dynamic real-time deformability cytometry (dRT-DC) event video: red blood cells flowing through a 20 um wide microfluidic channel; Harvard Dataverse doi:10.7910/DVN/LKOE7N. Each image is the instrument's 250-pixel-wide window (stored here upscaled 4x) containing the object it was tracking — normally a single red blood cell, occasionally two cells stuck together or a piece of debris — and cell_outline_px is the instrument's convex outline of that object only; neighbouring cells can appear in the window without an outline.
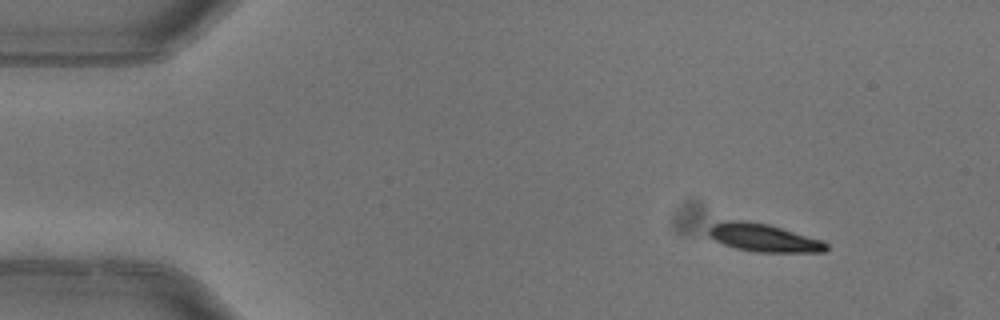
{"species": "common noctule bat (a hibernating species)", "species_latin": "Nyctalus noctula", "temperature_condition": "warm", "stored_images_in_passage": 4, "camera_frame_rate_fps": 3000, "um_per_image_px": 0.085, "animal": {"sex": "female"}, "frame": {"image": 1, "passage_image": 1, "time_ms": 0.0, "image_size_px": [1000, 320], "cell_outline_px": [[828, 248], [824, 252], [756, 252], [736, 248], [724, 244], [708, 236], [708, 228], [712, 224], [728, 220], [740, 220], [768, 224], [824, 240], [828, 244]], "centroid_in_image_um": [64.93, 20.21], "position_along_channel_um": 20.1, "area_um2": 19.19}}
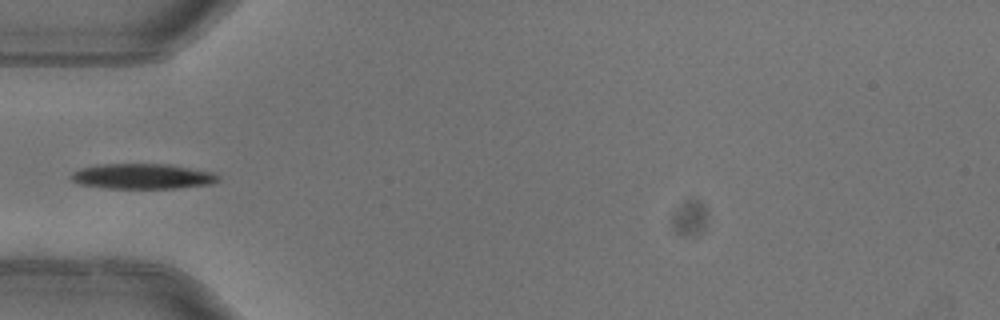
{"frame": {"image": 2, "passage_image": 4, "time_ms": 1.0, "image_size_px": [1000, 320], "cell_outline_px": [[220, 180], [212, 184], [176, 188], [104, 188], [80, 184], [72, 180], [72, 172], [80, 168], [96, 164], [168, 164], [216, 172], [220, 176]], "centroid_in_image_um": [12.16, 14.98], "position_along_channel_um": 72.8, "area_um2": 21.85}}